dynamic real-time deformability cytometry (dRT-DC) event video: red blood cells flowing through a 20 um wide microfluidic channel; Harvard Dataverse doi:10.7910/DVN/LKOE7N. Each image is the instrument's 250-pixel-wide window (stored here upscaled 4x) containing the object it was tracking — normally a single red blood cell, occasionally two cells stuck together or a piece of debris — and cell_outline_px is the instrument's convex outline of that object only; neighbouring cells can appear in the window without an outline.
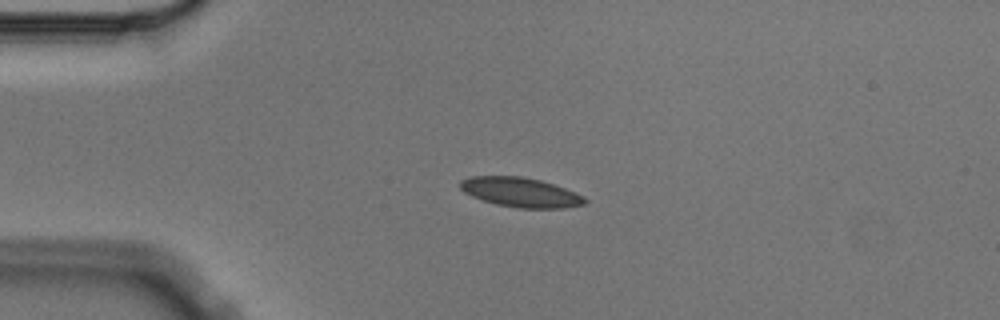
{"species": "Egyptian fruit bat (a non-hibernating species)", "species_latin": "Rousettus aegyptiacus", "temperature_condition": "cold", "stored_images_in_passage": 3, "camera_frame_rate_fps": 3000, "um_per_image_px": 0.085, "animal": {"sex": "male"}, "frame": {"image": 1, "passage_image": 2, "time_ms": 0.333, "image_size_px": [1000, 320], "cell_outline_px": [[588, 200], [584, 204], [564, 208], [516, 208], [496, 204], [472, 196], [464, 192], [460, 188], [460, 180], [468, 176], [520, 176], [540, 180], [564, 188], [584, 196]], "centroid_in_image_um": [44.23, 16.34], "position_along_channel_um": 40.8, "area_um2": 21.39}}